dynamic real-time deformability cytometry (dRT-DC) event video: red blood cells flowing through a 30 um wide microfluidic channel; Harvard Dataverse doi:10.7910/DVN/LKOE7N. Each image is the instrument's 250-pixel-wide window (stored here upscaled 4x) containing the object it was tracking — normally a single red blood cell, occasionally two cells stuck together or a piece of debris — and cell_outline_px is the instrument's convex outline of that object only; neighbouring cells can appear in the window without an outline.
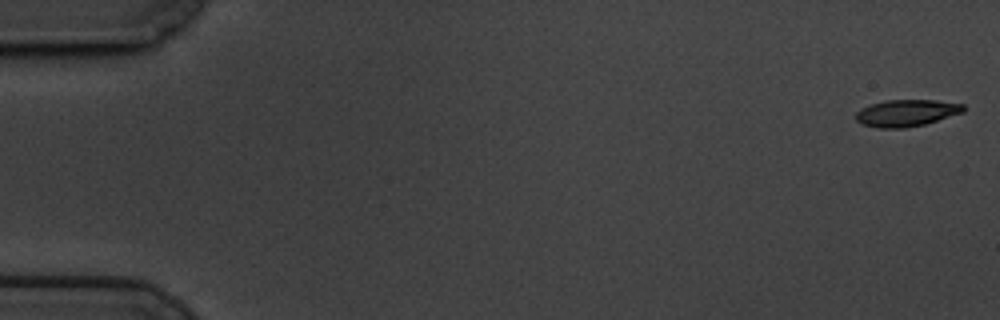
{"species": "common noctule bat (a hibernating species)", "species_latin": "Nyctalus noctula", "temperature_condition": "cold", "stored_images_in_passage": 14, "camera_frame_rate_fps": 3000, "um_per_image_px": 0.085, "animal": {"sex": "male", "body_mass_g": 19.5, "forearm_length_mm": 54.6}, "frame": {"image": 1, "passage_image": 1, "time_ms": 0.0, "image_size_px": [1000, 320], "cell_outline_px": [[964, 112], [924, 124], [904, 128], [880, 128], [860, 124], [856, 120], [856, 112], [860, 108], [872, 104], [888, 100], [936, 100], [964, 104]], "centroid_in_image_um": [77.03, 9.6], "position_along_channel_um": 8.0, "area_um2": 16.76}}